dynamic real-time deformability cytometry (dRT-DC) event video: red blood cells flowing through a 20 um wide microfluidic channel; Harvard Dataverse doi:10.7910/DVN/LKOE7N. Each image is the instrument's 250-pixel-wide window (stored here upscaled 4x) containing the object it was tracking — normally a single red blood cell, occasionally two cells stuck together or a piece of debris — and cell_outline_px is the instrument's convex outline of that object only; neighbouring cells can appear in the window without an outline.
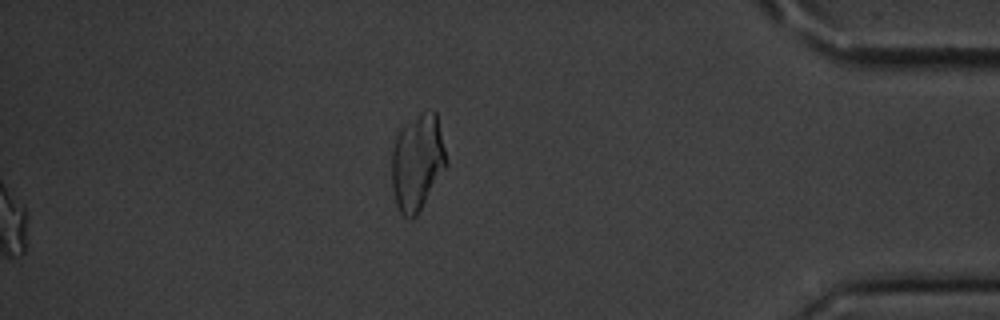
{"species": "common noctule bat (a hibernating species)", "species_latin": "Nyctalus noctula", "temperature_condition": "cold", "stored_images_in_passage": 56, "segment_of_instrument_passage": [2, 2], "camera_frame_rate_fps": 3000, "um_per_image_px": 0.085, "animal": {"sex": "male", "body_mass_g": 20.1, "forearm_length_mm": 53.5}, "frame": {"image": 1, "passage_image": 56, "time_ms": 18.333, "image_size_px": [1000, 320], "cell_outline_px": [[448, 164], [416, 216], [412, 220], [404, 216], [400, 212], [396, 204], [392, 188], [392, 148], [396, 136], [400, 128], [404, 124], [424, 112], [432, 108], [436, 112], [448, 160]], "centroid_in_image_um": [35.47, 13.79], "position_along_channel_um": 399.7, "area_um2": 30.75}}